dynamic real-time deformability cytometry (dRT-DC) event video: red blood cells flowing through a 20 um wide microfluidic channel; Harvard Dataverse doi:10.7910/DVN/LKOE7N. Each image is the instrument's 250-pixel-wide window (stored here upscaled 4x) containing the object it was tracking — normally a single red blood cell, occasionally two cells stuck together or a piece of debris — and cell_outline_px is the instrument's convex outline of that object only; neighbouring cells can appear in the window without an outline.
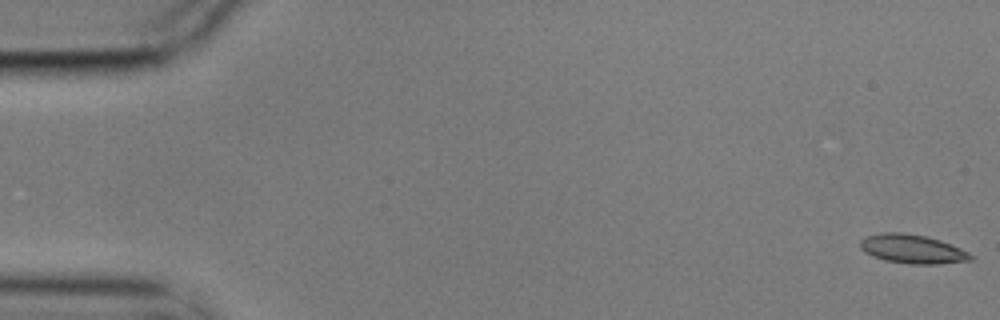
{"species": "common noctule bat (a hibernating species)", "species_latin": "Nyctalus noctula", "temperature_condition": "cold", "stored_images_in_passage": 18, "camera_frame_rate_fps": 3000, "um_per_image_px": 0.085, "animal": {"sex": "male", "body_mass_g": 17.9}, "frame": {"image": 1, "passage_image": 1, "time_ms": 0.0, "image_size_px": [1000, 320], "cell_outline_px": [[972, 260], [940, 264], [912, 264], [884, 260], [872, 256], [864, 252], [860, 248], [860, 240], [868, 236], [884, 232], [900, 232], [924, 236], [940, 240], [960, 248], [968, 252], [972, 256]], "centroid_in_image_um": [77.53, 21.17], "position_along_channel_um": 7.5, "area_um2": 18.5}}
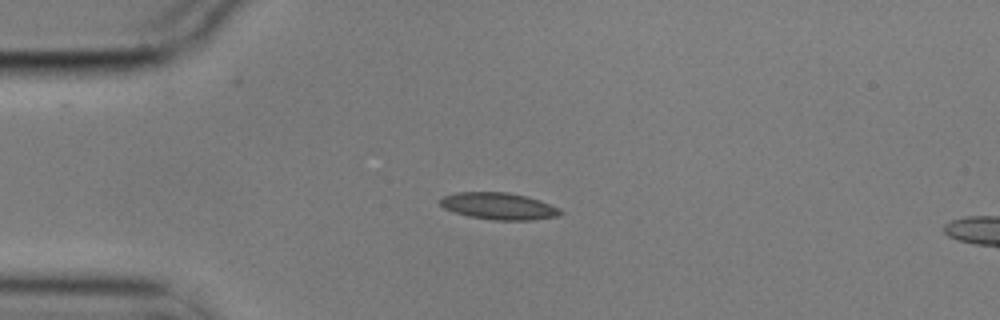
{"frame": {"image": 2, "passage_image": 14, "time_ms": 4.333, "image_size_px": [1000, 320], "cell_outline_px": [[564, 212], [556, 216], [532, 220], [492, 220], [468, 216], [444, 208], [440, 204], [440, 200], [444, 196], [456, 192], [508, 192], [528, 196], [540, 200], [560, 208]], "centroid_in_image_um": [42.42, 17.51], "position_along_channel_um": 42.6, "area_um2": 18.84}}